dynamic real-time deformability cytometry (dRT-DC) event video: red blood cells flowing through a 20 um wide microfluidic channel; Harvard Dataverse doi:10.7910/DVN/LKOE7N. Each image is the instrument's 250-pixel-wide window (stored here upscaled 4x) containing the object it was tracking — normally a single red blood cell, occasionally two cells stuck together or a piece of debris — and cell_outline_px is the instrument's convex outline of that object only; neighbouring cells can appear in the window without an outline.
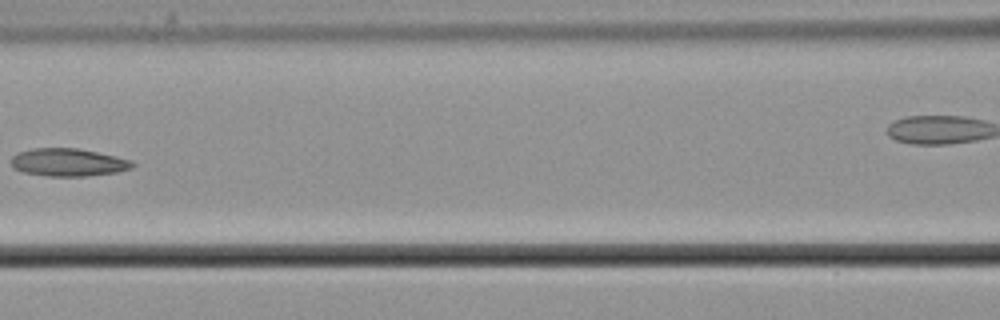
{"species": "common noctule bat (a hibernating species)", "species_latin": "Nyctalus noctula", "temperature_condition": "cold", "stored_images_in_passage": 9, "segment_of_instrument_passage": [1, 2], "camera_frame_rate_fps": 3000, "um_per_image_px": 0.085, "animal": {"sex": "male", "body_mass_g": 21.5, "forearm_length_mm": 52.0}, "frame": {"image": 1, "passage_image": 7, "time_ms": 2.0, "image_size_px": [1000, 320], "cell_outline_px": [[136, 164], [132, 168], [116, 172], [88, 176], [48, 176], [24, 172], [12, 168], [12, 156], [16, 152], [32, 148], [76, 148], [116, 156], [132, 160]], "centroid_in_image_um": [5.79, 13.79], "position_along_channel_um": 160.8, "area_um2": 19.71}}